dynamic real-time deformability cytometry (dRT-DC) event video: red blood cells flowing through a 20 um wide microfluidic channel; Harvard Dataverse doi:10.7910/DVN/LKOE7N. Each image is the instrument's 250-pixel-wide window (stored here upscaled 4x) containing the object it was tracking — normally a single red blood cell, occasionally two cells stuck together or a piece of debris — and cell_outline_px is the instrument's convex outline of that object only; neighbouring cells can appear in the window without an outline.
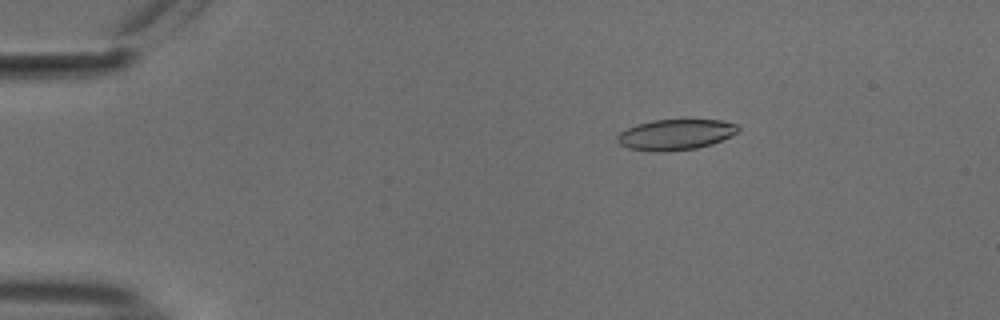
{"species": "common noctule bat (a hibernating species)", "species_latin": "Nyctalus noctula", "temperature_condition": "cold", "stored_images_in_passage": 51, "camera_frame_rate_fps": 3000, "um_per_image_px": 0.085, "animal": {"sex": "male", "body_mass_g": 18.8}, "frame": {"image": 1, "passage_image": 6, "time_ms": 1.667, "image_size_px": [1000, 320], "cell_outline_px": [[740, 128], [732, 136], [712, 144], [696, 148], [664, 152], [652, 152], [628, 148], [620, 144], [616, 140], [616, 136], [620, 132], [636, 124], [652, 120], [720, 120], [740, 124]], "centroid_in_image_um": [57.43, 11.44], "position_along_channel_um": 27.6, "area_um2": 21.79}}
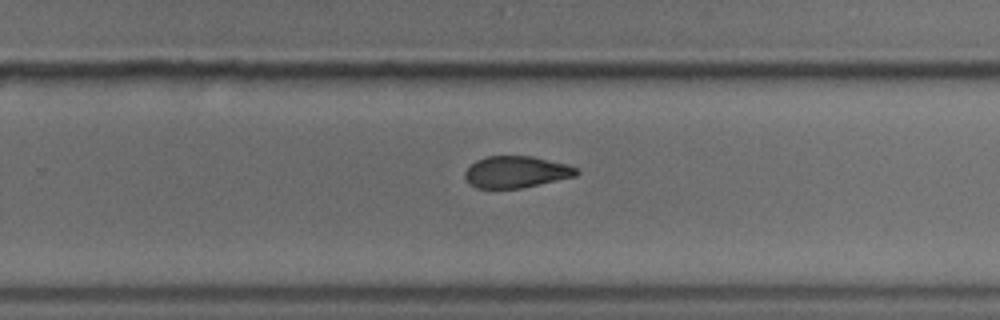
{"frame": {"image": 2, "passage_image": 32, "time_ms": 10.333, "image_size_px": [1000, 320], "cell_outline_px": [[580, 172], [576, 176], [520, 188], [476, 188], [468, 184], [464, 176], [464, 172], [476, 160], [488, 156], [532, 156], [568, 164], [576, 168]], "centroid_in_image_um": [43.86, 14.61], "position_along_channel_um": 285.9, "area_um2": 20.58}}
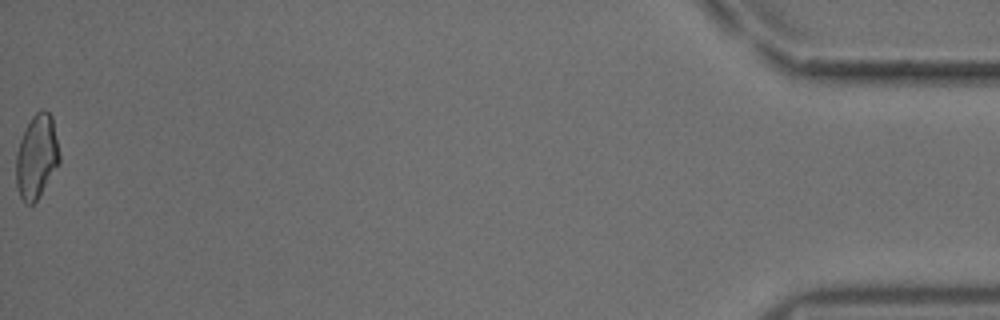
{"frame": {"image": 3, "passage_image": 51, "time_ms": 16.667, "image_size_px": [1000, 320], "cell_outline_px": [[60, 160], [36, 200], [32, 204], [24, 204], [16, 188], [16, 152], [20, 140], [32, 116], [40, 108], [44, 108], [52, 116], [60, 156]], "centroid_in_image_um": [3.09, 13.29], "position_along_channel_um": 432.1, "area_um2": 20.92}, "authors_computed_cell_mechanics": {"area_um2": 21.5594, "velocity_mm_per_s": 3.7646, "shape_relaxation_time_tau1_ms": null, "shape_relaxation_time_tau2_ms": 4.6381, "deformation_change_tau1": null, "deformation_change_tau2": 0.119}}